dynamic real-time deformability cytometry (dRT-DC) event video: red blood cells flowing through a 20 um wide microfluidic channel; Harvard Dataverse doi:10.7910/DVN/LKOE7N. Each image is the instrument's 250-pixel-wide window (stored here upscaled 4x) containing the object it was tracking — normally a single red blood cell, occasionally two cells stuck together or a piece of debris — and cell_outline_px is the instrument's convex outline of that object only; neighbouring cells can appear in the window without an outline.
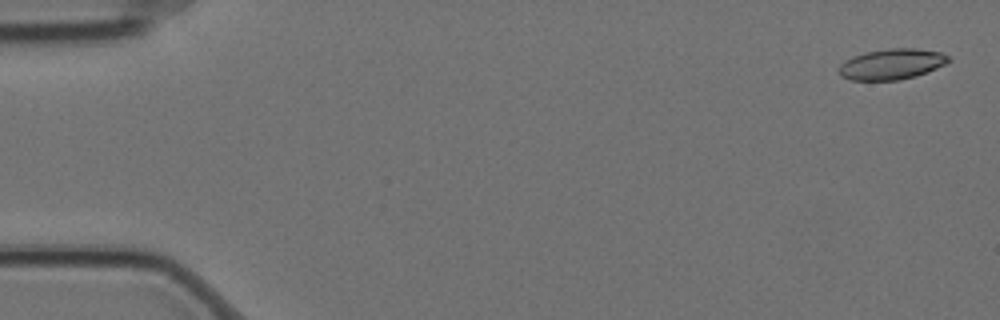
{"species": "Egyptian fruit bat (a non-hibernating species)", "species_latin": "Rousettus aegyptiacus", "temperature_condition": "cold", "stored_images_in_passage": 4, "camera_frame_rate_fps": 3000, "um_per_image_px": 0.085, "animal": {"sex": "female"}, "frame": {"image": 1, "passage_image": 1, "time_ms": 0.0, "image_size_px": [1000, 320], "cell_outline_px": [[952, 60], [948, 64], [928, 72], [916, 76], [900, 80], [852, 80], [840, 76], [840, 64], [852, 56], [868, 52], [888, 48], [916, 48], [940, 52], [948, 56]], "centroid_in_image_um": [75.85, 5.45], "position_along_channel_um": 9.1, "area_um2": 19.71}}